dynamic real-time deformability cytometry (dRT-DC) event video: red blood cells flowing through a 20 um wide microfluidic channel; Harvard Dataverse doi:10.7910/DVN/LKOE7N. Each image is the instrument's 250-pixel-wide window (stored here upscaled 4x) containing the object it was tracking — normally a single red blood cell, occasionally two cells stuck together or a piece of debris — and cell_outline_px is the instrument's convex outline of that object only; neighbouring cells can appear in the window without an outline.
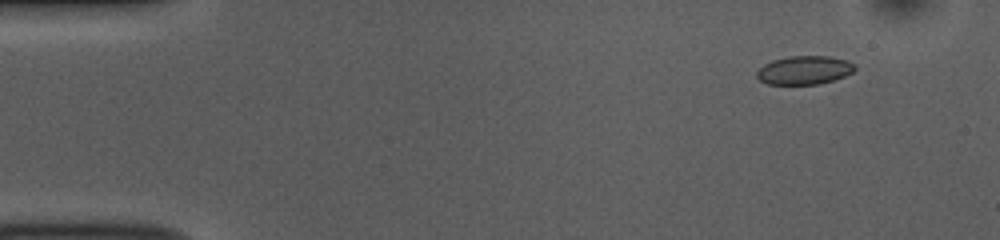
{"species": "common noctule bat (a hibernating species)", "species_latin": "Nyctalus noctula", "temperature_condition": "room temperature", "stored_images_in_passage": 53, "camera_frame_rate_fps": 3000, "um_per_image_px": 0.085, "animal": {"sex": "female", "body_mass_g": 10.0, "forearm_length_mm": 53.1}, "frame": {"image": 1, "passage_image": 5, "time_ms": 1.333, "image_size_px": [1000, 240], "cell_outline_px": [[856, 68], [852, 72], [844, 76], [832, 80], [816, 84], [768, 84], [760, 80], [756, 76], [756, 72], [764, 64], [772, 60], [788, 56], [828, 56], [848, 60]], "centroid_in_image_um": [68.34, 5.95], "position_along_channel_um": 16.7, "area_um2": 16.18}}
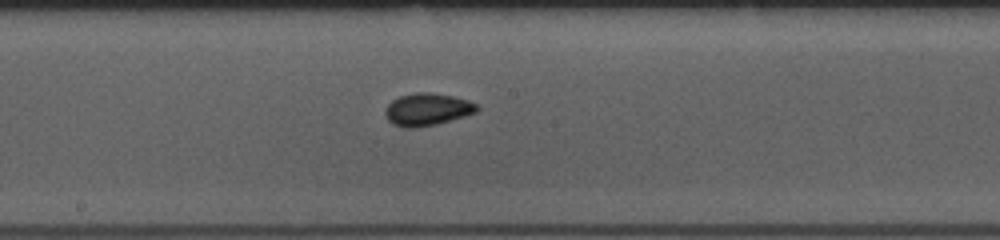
{"frame": {"image": 2, "passage_image": 28, "time_ms": 9.0, "image_size_px": [1000, 240], "cell_outline_px": [[480, 108], [476, 112], [464, 116], [436, 124], [412, 128], [404, 128], [392, 124], [388, 120], [384, 112], [384, 108], [392, 100], [400, 96], [416, 92], [432, 92], [452, 96], [468, 100], [476, 104]], "centroid_in_image_um": [36.29, 9.3], "position_along_channel_um": 211.9, "area_um2": 17.34}}
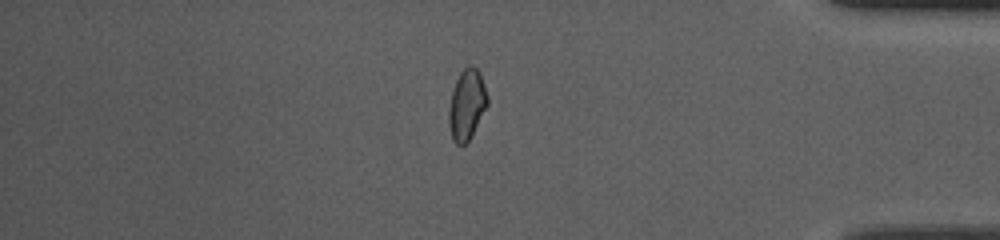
{"frame": {"image": 3, "passage_image": 45, "time_ms": 14.667, "image_size_px": [1000, 240], "cell_outline_px": [[488, 104], [468, 140], [464, 144], [456, 144], [452, 140], [448, 124], [448, 108], [452, 92], [456, 80], [460, 72], [468, 64], [472, 64], [480, 72], [488, 96]], "centroid_in_image_um": [39.66, 8.85], "position_along_channel_um": 395.5, "area_um2": 15.84}, "authors_computed_cell_mechanics": {"area_um2": 16.2996, "velocity_mm_per_s": 3.7716, "shape_relaxation_time_tau1_ms": 5.7696, "shape_relaxation_time_tau2_ms": 2.781, "deformation_change_tau1": 0.0929, "deformation_change_tau2": 0.0655}}